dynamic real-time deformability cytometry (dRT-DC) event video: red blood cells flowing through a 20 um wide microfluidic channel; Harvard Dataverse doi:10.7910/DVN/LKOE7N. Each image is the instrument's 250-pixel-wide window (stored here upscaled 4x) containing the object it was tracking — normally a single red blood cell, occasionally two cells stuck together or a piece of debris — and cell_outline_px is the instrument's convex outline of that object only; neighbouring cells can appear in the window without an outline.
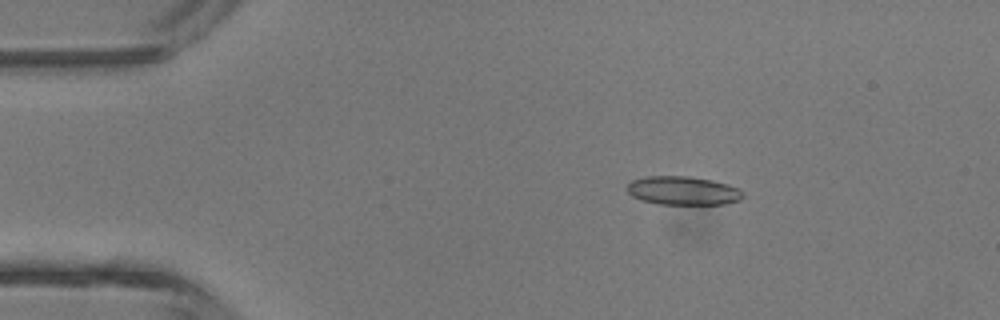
{"species": "common noctule bat (a hibernating species)", "species_latin": "Nyctalus noctula", "temperature_condition": "room temperature", "stored_images_in_passage": 3, "camera_frame_rate_fps": 3000, "um_per_image_px": 0.085, "animal": {"sex": "male", "body_mass_g": 13.3}, "frame": {"image": 1, "passage_image": 1, "time_ms": 0.0, "image_size_px": [1000, 320], "cell_outline_px": [[744, 196], [740, 200], [724, 204], [656, 204], [640, 200], [632, 196], [628, 192], [628, 184], [632, 180], [644, 176], [688, 176], [712, 180], [728, 184], [740, 188], [744, 192]], "centroid_in_image_um": [58.07, 16.2], "position_along_channel_um": 26.9, "area_um2": 19.54}}
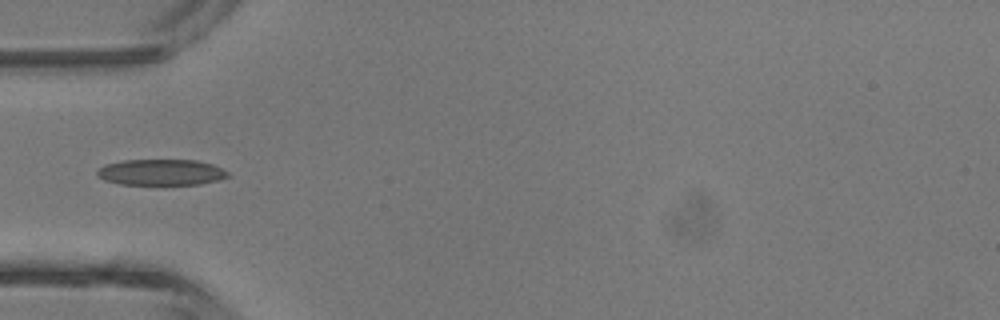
{"frame": {"image": 2, "passage_image": 3, "time_ms": 2.333, "image_size_px": [1000, 320], "cell_outline_px": [[232, 176], [220, 180], [200, 184], [120, 184], [104, 180], [96, 176], [96, 172], [104, 164], [124, 160], [196, 160], [212, 164], [228, 172]], "centroid_in_image_um": [13.7, 14.64], "position_along_channel_um": 71.3, "area_um2": 19.88}}